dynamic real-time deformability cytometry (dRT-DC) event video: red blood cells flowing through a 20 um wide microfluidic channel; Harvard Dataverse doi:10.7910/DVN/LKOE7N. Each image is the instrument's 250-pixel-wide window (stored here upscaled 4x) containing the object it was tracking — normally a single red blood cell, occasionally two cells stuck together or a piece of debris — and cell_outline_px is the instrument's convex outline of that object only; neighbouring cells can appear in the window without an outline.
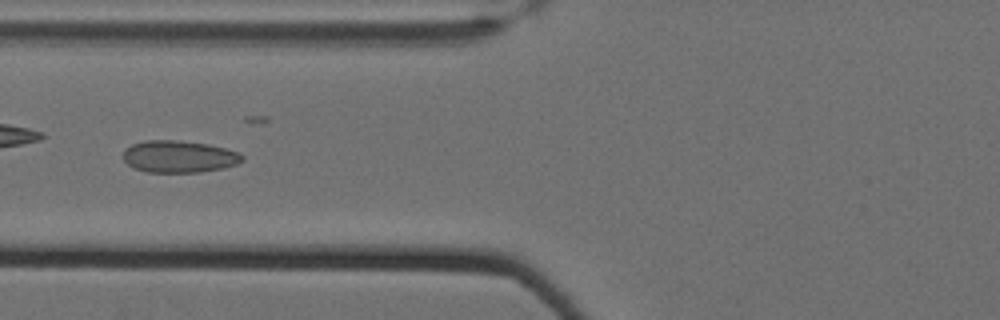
{"species": "Egyptian fruit bat (a non-hibernating species)", "species_latin": "Rousettus aegyptiacus", "temperature_condition": "cold", "stored_images_in_passage": 62, "camera_frame_rate_fps": 3000, "um_per_image_px": 0.085, "animal": {"sex": "female"}, "frame": {"image": 1, "passage_image": 27, "time_ms": 8.667, "image_size_px": [1000, 320], "cell_outline_px": [[244, 160], [236, 164], [224, 168], [200, 172], [148, 172], [132, 168], [124, 160], [124, 152], [132, 144], [144, 140], [176, 140], [208, 144], [240, 152], [244, 156]], "centroid_in_image_um": [15.24, 13.31], "position_along_channel_um": 110.6, "area_um2": 22.25}}
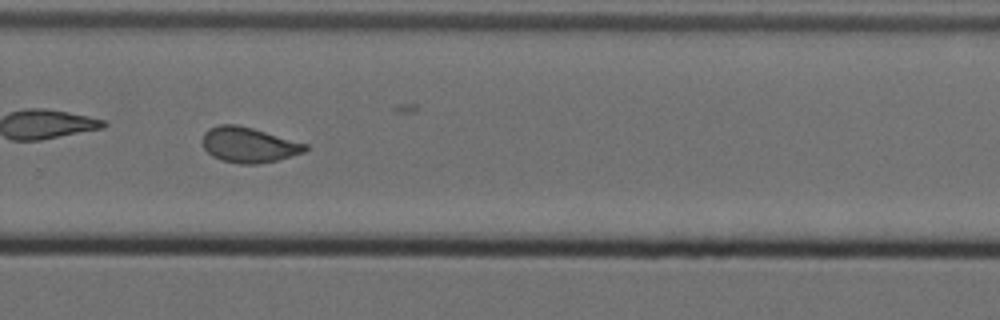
{"frame": {"image": 2, "passage_image": 44, "time_ms": 14.333, "image_size_px": [1000, 320], "cell_outline_px": [[308, 148], [304, 152], [276, 160], [256, 164], [240, 164], [220, 160], [212, 156], [204, 148], [204, 132], [208, 128], [220, 124], [236, 124], [252, 128], [308, 144]], "centroid_in_image_um": [21.13, 12.31], "position_along_channel_um": 308.7, "area_um2": 20.98}, "authors_computed_cell_mechanics": {"area_um2": 21.4149, "velocity_mm_per_s": 3.4926, "shape_relaxation_time_tau1_ms": 10.1982, "shape_relaxation_time_tau2_ms": 1.2562, "deformation_change_tau1": 0.1717, "deformation_change_tau2": 0.075}}